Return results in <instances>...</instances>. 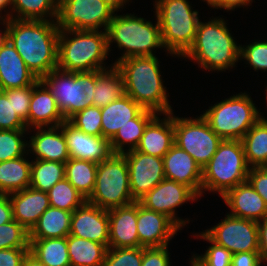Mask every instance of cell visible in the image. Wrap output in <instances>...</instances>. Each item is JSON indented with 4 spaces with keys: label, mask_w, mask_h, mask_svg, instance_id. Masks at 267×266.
<instances>
[{
    "label": "cell",
    "mask_w": 267,
    "mask_h": 266,
    "mask_svg": "<svg viewBox=\"0 0 267 266\" xmlns=\"http://www.w3.org/2000/svg\"><path fill=\"white\" fill-rule=\"evenodd\" d=\"M248 166L267 167V118L262 116L241 139Z\"/></svg>",
    "instance_id": "cell-33"
},
{
    "label": "cell",
    "mask_w": 267,
    "mask_h": 266,
    "mask_svg": "<svg viewBox=\"0 0 267 266\" xmlns=\"http://www.w3.org/2000/svg\"><path fill=\"white\" fill-rule=\"evenodd\" d=\"M37 80L13 45L7 41L0 48V90L23 88L33 85Z\"/></svg>",
    "instance_id": "cell-26"
},
{
    "label": "cell",
    "mask_w": 267,
    "mask_h": 266,
    "mask_svg": "<svg viewBox=\"0 0 267 266\" xmlns=\"http://www.w3.org/2000/svg\"><path fill=\"white\" fill-rule=\"evenodd\" d=\"M8 28V41L39 80L57 69L60 29L56 20L10 18Z\"/></svg>",
    "instance_id": "cell-1"
},
{
    "label": "cell",
    "mask_w": 267,
    "mask_h": 266,
    "mask_svg": "<svg viewBox=\"0 0 267 266\" xmlns=\"http://www.w3.org/2000/svg\"><path fill=\"white\" fill-rule=\"evenodd\" d=\"M259 230V253L262 260L267 264V216L258 222Z\"/></svg>",
    "instance_id": "cell-51"
},
{
    "label": "cell",
    "mask_w": 267,
    "mask_h": 266,
    "mask_svg": "<svg viewBox=\"0 0 267 266\" xmlns=\"http://www.w3.org/2000/svg\"><path fill=\"white\" fill-rule=\"evenodd\" d=\"M132 198L129 168L122 154H113L98 164L95 187L87 202L102 209H112L128 205Z\"/></svg>",
    "instance_id": "cell-10"
},
{
    "label": "cell",
    "mask_w": 267,
    "mask_h": 266,
    "mask_svg": "<svg viewBox=\"0 0 267 266\" xmlns=\"http://www.w3.org/2000/svg\"><path fill=\"white\" fill-rule=\"evenodd\" d=\"M106 31L60 30L58 37L57 68L66 72L80 73L107 70L104 64L107 55Z\"/></svg>",
    "instance_id": "cell-4"
},
{
    "label": "cell",
    "mask_w": 267,
    "mask_h": 266,
    "mask_svg": "<svg viewBox=\"0 0 267 266\" xmlns=\"http://www.w3.org/2000/svg\"><path fill=\"white\" fill-rule=\"evenodd\" d=\"M9 19L5 16L0 17V24L5 26L4 30L0 29V48L8 41Z\"/></svg>",
    "instance_id": "cell-54"
},
{
    "label": "cell",
    "mask_w": 267,
    "mask_h": 266,
    "mask_svg": "<svg viewBox=\"0 0 267 266\" xmlns=\"http://www.w3.org/2000/svg\"><path fill=\"white\" fill-rule=\"evenodd\" d=\"M154 1L163 47L168 54L182 58L194 43L199 12L193 11L187 0Z\"/></svg>",
    "instance_id": "cell-6"
},
{
    "label": "cell",
    "mask_w": 267,
    "mask_h": 266,
    "mask_svg": "<svg viewBox=\"0 0 267 266\" xmlns=\"http://www.w3.org/2000/svg\"><path fill=\"white\" fill-rule=\"evenodd\" d=\"M231 253L259 252L258 222L226 214L217 225L203 231Z\"/></svg>",
    "instance_id": "cell-13"
},
{
    "label": "cell",
    "mask_w": 267,
    "mask_h": 266,
    "mask_svg": "<svg viewBox=\"0 0 267 266\" xmlns=\"http://www.w3.org/2000/svg\"><path fill=\"white\" fill-rule=\"evenodd\" d=\"M221 141L202 115L197 118L174 115V143L192 156L201 168L210 161Z\"/></svg>",
    "instance_id": "cell-12"
},
{
    "label": "cell",
    "mask_w": 267,
    "mask_h": 266,
    "mask_svg": "<svg viewBox=\"0 0 267 266\" xmlns=\"http://www.w3.org/2000/svg\"><path fill=\"white\" fill-rule=\"evenodd\" d=\"M119 9L117 0H58L56 22L60 30L106 31Z\"/></svg>",
    "instance_id": "cell-11"
},
{
    "label": "cell",
    "mask_w": 267,
    "mask_h": 266,
    "mask_svg": "<svg viewBox=\"0 0 267 266\" xmlns=\"http://www.w3.org/2000/svg\"><path fill=\"white\" fill-rule=\"evenodd\" d=\"M230 208L228 214L242 219L260 222L267 216V205L263 198L246 181L228 190L222 197Z\"/></svg>",
    "instance_id": "cell-21"
},
{
    "label": "cell",
    "mask_w": 267,
    "mask_h": 266,
    "mask_svg": "<svg viewBox=\"0 0 267 266\" xmlns=\"http://www.w3.org/2000/svg\"><path fill=\"white\" fill-rule=\"evenodd\" d=\"M226 24L221 17L207 22L200 20L194 43L183 59L192 60L209 72L233 69L240 60L241 45L234 40Z\"/></svg>",
    "instance_id": "cell-3"
},
{
    "label": "cell",
    "mask_w": 267,
    "mask_h": 266,
    "mask_svg": "<svg viewBox=\"0 0 267 266\" xmlns=\"http://www.w3.org/2000/svg\"><path fill=\"white\" fill-rule=\"evenodd\" d=\"M26 157L0 162V190L5 195L30 187L31 162Z\"/></svg>",
    "instance_id": "cell-29"
},
{
    "label": "cell",
    "mask_w": 267,
    "mask_h": 266,
    "mask_svg": "<svg viewBox=\"0 0 267 266\" xmlns=\"http://www.w3.org/2000/svg\"><path fill=\"white\" fill-rule=\"evenodd\" d=\"M117 2L124 7V5L129 4L130 0H117Z\"/></svg>",
    "instance_id": "cell-58"
},
{
    "label": "cell",
    "mask_w": 267,
    "mask_h": 266,
    "mask_svg": "<svg viewBox=\"0 0 267 266\" xmlns=\"http://www.w3.org/2000/svg\"><path fill=\"white\" fill-rule=\"evenodd\" d=\"M156 115L157 113L154 111L143 109L135 118L130 120V123L119 128L118 132L110 140L113 153L123 154L127 151L136 149L147 124ZM126 146L127 149H125Z\"/></svg>",
    "instance_id": "cell-31"
},
{
    "label": "cell",
    "mask_w": 267,
    "mask_h": 266,
    "mask_svg": "<svg viewBox=\"0 0 267 266\" xmlns=\"http://www.w3.org/2000/svg\"><path fill=\"white\" fill-rule=\"evenodd\" d=\"M47 194L51 207L70 212L87 201L66 178L56 183Z\"/></svg>",
    "instance_id": "cell-38"
},
{
    "label": "cell",
    "mask_w": 267,
    "mask_h": 266,
    "mask_svg": "<svg viewBox=\"0 0 267 266\" xmlns=\"http://www.w3.org/2000/svg\"><path fill=\"white\" fill-rule=\"evenodd\" d=\"M108 248L140 247L137 231V201L108 210Z\"/></svg>",
    "instance_id": "cell-20"
},
{
    "label": "cell",
    "mask_w": 267,
    "mask_h": 266,
    "mask_svg": "<svg viewBox=\"0 0 267 266\" xmlns=\"http://www.w3.org/2000/svg\"><path fill=\"white\" fill-rule=\"evenodd\" d=\"M34 129V130H33ZM47 129V130H46ZM36 133L28 141V153L35 154L36 160L66 163L70 158L67 143L60 126L35 127ZM30 148V149H29Z\"/></svg>",
    "instance_id": "cell-22"
},
{
    "label": "cell",
    "mask_w": 267,
    "mask_h": 266,
    "mask_svg": "<svg viewBox=\"0 0 267 266\" xmlns=\"http://www.w3.org/2000/svg\"><path fill=\"white\" fill-rule=\"evenodd\" d=\"M65 178V163L46 160H31L30 187L48 192L56 183Z\"/></svg>",
    "instance_id": "cell-37"
},
{
    "label": "cell",
    "mask_w": 267,
    "mask_h": 266,
    "mask_svg": "<svg viewBox=\"0 0 267 266\" xmlns=\"http://www.w3.org/2000/svg\"><path fill=\"white\" fill-rule=\"evenodd\" d=\"M71 218L72 212L50 206L29 232V239L67 237L70 233Z\"/></svg>",
    "instance_id": "cell-28"
},
{
    "label": "cell",
    "mask_w": 267,
    "mask_h": 266,
    "mask_svg": "<svg viewBox=\"0 0 267 266\" xmlns=\"http://www.w3.org/2000/svg\"><path fill=\"white\" fill-rule=\"evenodd\" d=\"M251 3H253V0H221V9L234 11L235 8L250 6Z\"/></svg>",
    "instance_id": "cell-53"
},
{
    "label": "cell",
    "mask_w": 267,
    "mask_h": 266,
    "mask_svg": "<svg viewBox=\"0 0 267 266\" xmlns=\"http://www.w3.org/2000/svg\"><path fill=\"white\" fill-rule=\"evenodd\" d=\"M143 247L108 248L103 266H141Z\"/></svg>",
    "instance_id": "cell-43"
},
{
    "label": "cell",
    "mask_w": 267,
    "mask_h": 266,
    "mask_svg": "<svg viewBox=\"0 0 267 266\" xmlns=\"http://www.w3.org/2000/svg\"><path fill=\"white\" fill-rule=\"evenodd\" d=\"M38 79L33 85L23 88L12 89V106L17 115L24 121L28 129V114L30 99L33 92V87L39 82Z\"/></svg>",
    "instance_id": "cell-46"
},
{
    "label": "cell",
    "mask_w": 267,
    "mask_h": 266,
    "mask_svg": "<svg viewBox=\"0 0 267 266\" xmlns=\"http://www.w3.org/2000/svg\"><path fill=\"white\" fill-rule=\"evenodd\" d=\"M249 169L241 140H222L202 168L201 197L205 191L222 197L228 190L247 181Z\"/></svg>",
    "instance_id": "cell-7"
},
{
    "label": "cell",
    "mask_w": 267,
    "mask_h": 266,
    "mask_svg": "<svg viewBox=\"0 0 267 266\" xmlns=\"http://www.w3.org/2000/svg\"><path fill=\"white\" fill-rule=\"evenodd\" d=\"M41 81L56 99L58 109L65 120L78 111L93 106L95 71L73 73L57 68L45 75Z\"/></svg>",
    "instance_id": "cell-9"
},
{
    "label": "cell",
    "mask_w": 267,
    "mask_h": 266,
    "mask_svg": "<svg viewBox=\"0 0 267 266\" xmlns=\"http://www.w3.org/2000/svg\"><path fill=\"white\" fill-rule=\"evenodd\" d=\"M122 155L128 164L131 195L135 201H139L165 179L163 158L147 155L135 149Z\"/></svg>",
    "instance_id": "cell-15"
},
{
    "label": "cell",
    "mask_w": 267,
    "mask_h": 266,
    "mask_svg": "<svg viewBox=\"0 0 267 266\" xmlns=\"http://www.w3.org/2000/svg\"><path fill=\"white\" fill-rule=\"evenodd\" d=\"M156 21L153 24L143 17L135 16V13L114 14L106 29L108 51L110 53L112 50L110 45L113 43L124 51L114 65L129 57L155 56V48H164L157 17Z\"/></svg>",
    "instance_id": "cell-5"
},
{
    "label": "cell",
    "mask_w": 267,
    "mask_h": 266,
    "mask_svg": "<svg viewBox=\"0 0 267 266\" xmlns=\"http://www.w3.org/2000/svg\"><path fill=\"white\" fill-rule=\"evenodd\" d=\"M11 3H12V0H0V17H2V15H3L7 18H10V9L9 8H11ZM7 7H8V9H7ZM3 10H4V12H6L5 15L2 14Z\"/></svg>",
    "instance_id": "cell-56"
},
{
    "label": "cell",
    "mask_w": 267,
    "mask_h": 266,
    "mask_svg": "<svg viewBox=\"0 0 267 266\" xmlns=\"http://www.w3.org/2000/svg\"><path fill=\"white\" fill-rule=\"evenodd\" d=\"M142 110L143 108L126 94L101 108L102 136L111 140L119 128L130 123Z\"/></svg>",
    "instance_id": "cell-27"
},
{
    "label": "cell",
    "mask_w": 267,
    "mask_h": 266,
    "mask_svg": "<svg viewBox=\"0 0 267 266\" xmlns=\"http://www.w3.org/2000/svg\"><path fill=\"white\" fill-rule=\"evenodd\" d=\"M13 220L12 204L9 195H5L0 200V225Z\"/></svg>",
    "instance_id": "cell-52"
},
{
    "label": "cell",
    "mask_w": 267,
    "mask_h": 266,
    "mask_svg": "<svg viewBox=\"0 0 267 266\" xmlns=\"http://www.w3.org/2000/svg\"><path fill=\"white\" fill-rule=\"evenodd\" d=\"M203 112L202 117L222 140H241L262 117L245 92L233 94Z\"/></svg>",
    "instance_id": "cell-8"
},
{
    "label": "cell",
    "mask_w": 267,
    "mask_h": 266,
    "mask_svg": "<svg viewBox=\"0 0 267 266\" xmlns=\"http://www.w3.org/2000/svg\"><path fill=\"white\" fill-rule=\"evenodd\" d=\"M29 130H0V162L29 155L28 142L23 139ZM24 135V136H23Z\"/></svg>",
    "instance_id": "cell-39"
},
{
    "label": "cell",
    "mask_w": 267,
    "mask_h": 266,
    "mask_svg": "<svg viewBox=\"0 0 267 266\" xmlns=\"http://www.w3.org/2000/svg\"><path fill=\"white\" fill-rule=\"evenodd\" d=\"M115 66L122 74L125 94L143 109L162 115L174 111L163 84L160 60L156 56L129 57L118 61Z\"/></svg>",
    "instance_id": "cell-2"
},
{
    "label": "cell",
    "mask_w": 267,
    "mask_h": 266,
    "mask_svg": "<svg viewBox=\"0 0 267 266\" xmlns=\"http://www.w3.org/2000/svg\"><path fill=\"white\" fill-rule=\"evenodd\" d=\"M5 196V194L0 190V200Z\"/></svg>",
    "instance_id": "cell-59"
},
{
    "label": "cell",
    "mask_w": 267,
    "mask_h": 266,
    "mask_svg": "<svg viewBox=\"0 0 267 266\" xmlns=\"http://www.w3.org/2000/svg\"><path fill=\"white\" fill-rule=\"evenodd\" d=\"M59 126L63 131L70 158L99 164L114 154L110 140L103 136L88 135L76 129L67 120Z\"/></svg>",
    "instance_id": "cell-18"
},
{
    "label": "cell",
    "mask_w": 267,
    "mask_h": 266,
    "mask_svg": "<svg viewBox=\"0 0 267 266\" xmlns=\"http://www.w3.org/2000/svg\"><path fill=\"white\" fill-rule=\"evenodd\" d=\"M208 4V6L213 9H221V0H203Z\"/></svg>",
    "instance_id": "cell-57"
},
{
    "label": "cell",
    "mask_w": 267,
    "mask_h": 266,
    "mask_svg": "<svg viewBox=\"0 0 267 266\" xmlns=\"http://www.w3.org/2000/svg\"><path fill=\"white\" fill-rule=\"evenodd\" d=\"M190 263H191V266H194V259L193 258L190 259Z\"/></svg>",
    "instance_id": "cell-60"
},
{
    "label": "cell",
    "mask_w": 267,
    "mask_h": 266,
    "mask_svg": "<svg viewBox=\"0 0 267 266\" xmlns=\"http://www.w3.org/2000/svg\"><path fill=\"white\" fill-rule=\"evenodd\" d=\"M71 266H103L108 247L95 241L67 236Z\"/></svg>",
    "instance_id": "cell-32"
},
{
    "label": "cell",
    "mask_w": 267,
    "mask_h": 266,
    "mask_svg": "<svg viewBox=\"0 0 267 266\" xmlns=\"http://www.w3.org/2000/svg\"><path fill=\"white\" fill-rule=\"evenodd\" d=\"M97 167V163L75 158L65 163V178L86 200L94 190Z\"/></svg>",
    "instance_id": "cell-35"
},
{
    "label": "cell",
    "mask_w": 267,
    "mask_h": 266,
    "mask_svg": "<svg viewBox=\"0 0 267 266\" xmlns=\"http://www.w3.org/2000/svg\"><path fill=\"white\" fill-rule=\"evenodd\" d=\"M58 109L56 99L40 80L34 87L30 99L28 129L35 127H56L65 122Z\"/></svg>",
    "instance_id": "cell-25"
},
{
    "label": "cell",
    "mask_w": 267,
    "mask_h": 266,
    "mask_svg": "<svg viewBox=\"0 0 267 266\" xmlns=\"http://www.w3.org/2000/svg\"><path fill=\"white\" fill-rule=\"evenodd\" d=\"M29 231L14 219L0 225V249L29 248Z\"/></svg>",
    "instance_id": "cell-42"
},
{
    "label": "cell",
    "mask_w": 267,
    "mask_h": 266,
    "mask_svg": "<svg viewBox=\"0 0 267 266\" xmlns=\"http://www.w3.org/2000/svg\"><path fill=\"white\" fill-rule=\"evenodd\" d=\"M76 129L94 136H102L101 108L88 106L67 120Z\"/></svg>",
    "instance_id": "cell-41"
},
{
    "label": "cell",
    "mask_w": 267,
    "mask_h": 266,
    "mask_svg": "<svg viewBox=\"0 0 267 266\" xmlns=\"http://www.w3.org/2000/svg\"><path fill=\"white\" fill-rule=\"evenodd\" d=\"M193 236H197V239L200 237L211 243L203 255L193 254L192 256L200 266H231L233 253L228 249L213 242L204 232Z\"/></svg>",
    "instance_id": "cell-40"
},
{
    "label": "cell",
    "mask_w": 267,
    "mask_h": 266,
    "mask_svg": "<svg viewBox=\"0 0 267 266\" xmlns=\"http://www.w3.org/2000/svg\"><path fill=\"white\" fill-rule=\"evenodd\" d=\"M194 266H200V265L194 260Z\"/></svg>",
    "instance_id": "cell-61"
},
{
    "label": "cell",
    "mask_w": 267,
    "mask_h": 266,
    "mask_svg": "<svg viewBox=\"0 0 267 266\" xmlns=\"http://www.w3.org/2000/svg\"><path fill=\"white\" fill-rule=\"evenodd\" d=\"M29 252L45 266H71L67 237L29 239Z\"/></svg>",
    "instance_id": "cell-34"
},
{
    "label": "cell",
    "mask_w": 267,
    "mask_h": 266,
    "mask_svg": "<svg viewBox=\"0 0 267 266\" xmlns=\"http://www.w3.org/2000/svg\"><path fill=\"white\" fill-rule=\"evenodd\" d=\"M70 235L109 245L108 210L85 202L72 212Z\"/></svg>",
    "instance_id": "cell-17"
},
{
    "label": "cell",
    "mask_w": 267,
    "mask_h": 266,
    "mask_svg": "<svg viewBox=\"0 0 267 266\" xmlns=\"http://www.w3.org/2000/svg\"><path fill=\"white\" fill-rule=\"evenodd\" d=\"M29 248L0 249V266H22Z\"/></svg>",
    "instance_id": "cell-49"
},
{
    "label": "cell",
    "mask_w": 267,
    "mask_h": 266,
    "mask_svg": "<svg viewBox=\"0 0 267 266\" xmlns=\"http://www.w3.org/2000/svg\"><path fill=\"white\" fill-rule=\"evenodd\" d=\"M247 181L263 198L267 205V167H251L249 169Z\"/></svg>",
    "instance_id": "cell-48"
},
{
    "label": "cell",
    "mask_w": 267,
    "mask_h": 266,
    "mask_svg": "<svg viewBox=\"0 0 267 266\" xmlns=\"http://www.w3.org/2000/svg\"><path fill=\"white\" fill-rule=\"evenodd\" d=\"M168 245L164 247H143V258L141 266H171Z\"/></svg>",
    "instance_id": "cell-47"
},
{
    "label": "cell",
    "mask_w": 267,
    "mask_h": 266,
    "mask_svg": "<svg viewBox=\"0 0 267 266\" xmlns=\"http://www.w3.org/2000/svg\"><path fill=\"white\" fill-rule=\"evenodd\" d=\"M28 130L12 106V89L0 90V130Z\"/></svg>",
    "instance_id": "cell-44"
},
{
    "label": "cell",
    "mask_w": 267,
    "mask_h": 266,
    "mask_svg": "<svg viewBox=\"0 0 267 266\" xmlns=\"http://www.w3.org/2000/svg\"><path fill=\"white\" fill-rule=\"evenodd\" d=\"M57 15L58 0H12L11 3L10 18L12 19L51 21L56 20Z\"/></svg>",
    "instance_id": "cell-36"
},
{
    "label": "cell",
    "mask_w": 267,
    "mask_h": 266,
    "mask_svg": "<svg viewBox=\"0 0 267 266\" xmlns=\"http://www.w3.org/2000/svg\"><path fill=\"white\" fill-rule=\"evenodd\" d=\"M181 230L168 216L146 209L137 201V231L140 247H164Z\"/></svg>",
    "instance_id": "cell-16"
},
{
    "label": "cell",
    "mask_w": 267,
    "mask_h": 266,
    "mask_svg": "<svg viewBox=\"0 0 267 266\" xmlns=\"http://www.w3.org/2000/svg\"><path fill=\"white\" fill-rule=\"evenodd\" d=\"M259 252H240L232 255L231 266H263Z\"/></svg>",
    "instance_id": "cell-50"
},
{
    "label": "cell",
    "mask_w": 267,
    "mask_h": 266,
    "mask_svg": "<svg viewBox=\"0 0 267 266\" xmlns=\"http://www.w3.org/2000/svg\"><path fill=\"white\" fill-rule=\"evenodd\" d=\"M8 195L12 204L13 219L29 232L43 212L50 207L47 192L32 187Z\"/></svg>",
    "instance_id": "cell-24"
},
{
    "label": "cell",
    "mask_w": 267,
    "mask_h": 266,
    "mask_svg": "<svg viewBox=\"0 0 267 266\" xmlns=\"http://www.w3.org/2000/svg\"><path fill=\"white\" fill-rule=\"evenodd\" d=\"M198 199L199 197L189 187L165 178L143 196L139 202L146 209L168 216L182 230L190 220L178 217L175 212L176 209L185 202H193Z\"/></svg>",
    "instance_id": "cell-14"
},
{
    "label": "cell",
    "mask_w": 267,
    "mask_h": 266,
    "mask_svg": "<svg viewBox=\"0 0 267 266\" xmlns=\"http://www.w3.org/2000/svg\"><path fill=\"white\" fill-rule=\"evenodd\" d=\"M165 178L189 187L199 198L202 189V168L175 143L163 156Z\"/></svg>",
    "instance_id": "cell-19"
},
{
    "label": "cell",
    "mask_w": 267,
    "mask_h": 266,
    "mask_svg": "<svg viewBox=\"0 0 267 266\" xmlns=\"http://www.w3.org/2000/svg\"><path fill=\"white\" fill-rule=\"evenodd\" d=\"M22 266H45V265L42 262H40L35 256H33L30 252H28L25 258L23 259Z\"/></svg>",
    "instance_id": "cell-55"
},
{
    "label": "cell",
    "mask_w": 267,
    "mask_h": 266,
    "mask_svg": "<svg viewBox=\"0 0 267 266\" xmlns=\"http://www.w3.org/2000/svg\"><path fill=\"white\" fill-rule=\"evenodd\" d=\"M174 112L157 114L146 126L137 151L163 158L174 144ZM161 119V120H160Z\"/></svg>",
    "instance_id": "cell-23"
},
{
    "label": "cell",
    "mask_w": 267,
    "mask_h": 266,
    "mask_svg": "<svg viewBox=\"0 0 267 266\" xmlns=\"http://www.w3.org/2000/svg\"><path fill=\"white\" fill-rule=\"evenodd\" d=\"M125 94L121 72L114 65L107 70L95 71L93 105L103 108Z\"/></svg>",
    "instance_id": "cell-30"
},
{
    "label": "cell",
    "mask_w": 267,
    "mask_h": 266,
    "mask_svg": "<svg viewBox=\"0 0 267 266\" xmlns=\"http://www.w3.org/2000/svg\"><path fill=\"white\" fill-rule=\"evenodd\" d=\"M243 59L254 71H267V40H257L243 46L241 44L240 60Z\"/></svg>",
    "instance_id": "cell-45"
}]
</instances>
